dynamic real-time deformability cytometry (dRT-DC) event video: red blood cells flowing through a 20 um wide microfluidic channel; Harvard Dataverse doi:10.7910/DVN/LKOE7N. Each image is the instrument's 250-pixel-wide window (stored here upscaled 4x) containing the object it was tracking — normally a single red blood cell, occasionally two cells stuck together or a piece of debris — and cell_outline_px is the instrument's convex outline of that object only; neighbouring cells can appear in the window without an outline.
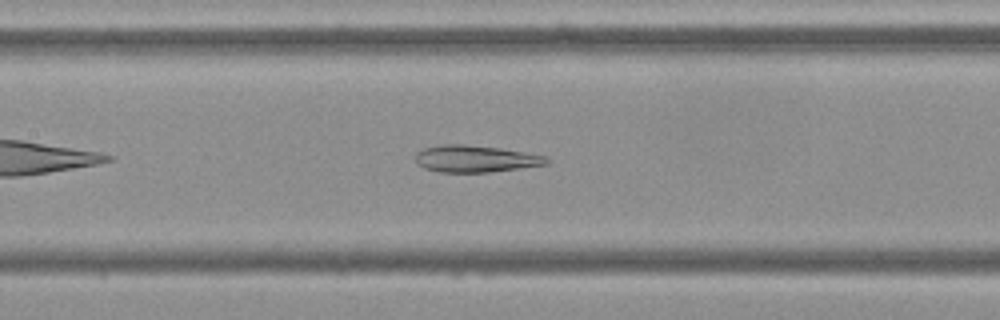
{"species": "Egyptian fruit bat (a non-hibernating species)", "species_latin": "Rousettus aegyptiacus", "temperature_condition": "cold", "stored_images_in_passage": 41, "camera_frame_rate_fps": 3000, "um_per_image_px": 0.085, "frame": {"image": 1, "passage_image": 12, "time_ms": 3.667, "image_size_px": [1000, 320], "cell_outline_px": [[552, 160], [548, 164], [520, 168], [488, 172], [440, 172], [424, 168], [416, 164], [416, 152], [424, 148], [440, 144], [464, 144], [500, 148], [548, 156]], "centroid_in_image_um": [40.42, 13.49], "position_along_channel_um": 167.0, "area_um2": 20.69}}
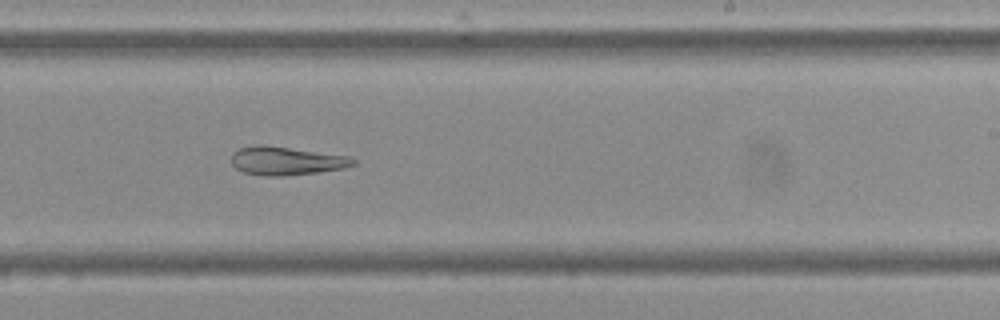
{"frame": {"image": 2, "passage_image": 20, "time_ms": 6.333, "image_size_px": [1000, 320], "cell_outline_px": [[356, 164], [344, 168], [316, 172], [284, 176], [264, 176], [244, 172], [236, 168], [232, 164], [232, 152], [240, 148], [256, 144], [264, 144], [348, 156], [356, 160]], "centroid_in_image_um": [24.31, 13.66], "position_along_channel_um": 264.7, "area_um2": 20.17}}
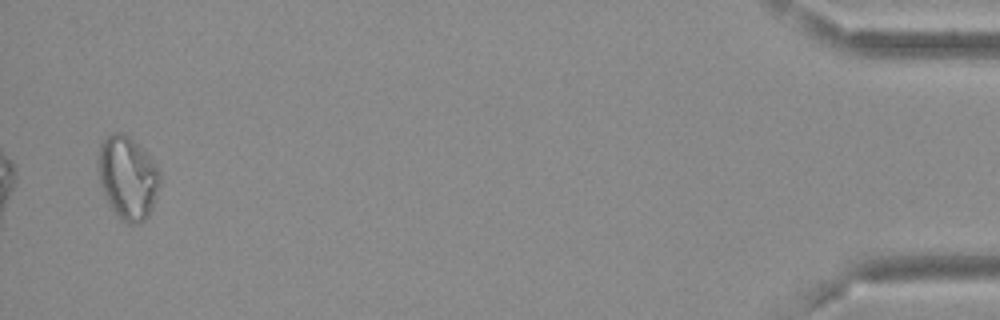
{"frame": {"image": 3, "passage_image": 40, "time_ms": 13.0, "image_size_px": [1000, 320], "cell_outline_px": [[160, 188], [152, 208], [148, 216], [140, 224], [128, 224], [112, 208], [104, 196], [96, 172], [96, 160], [100, 140], [104, 136], [112, 132], [124, 132], [160, 168]], "centroid_in_image_um": [10.81, 15.07], "position_along_channel_um": 424.4, "area_um2": 30.46}, "authors_computed_cell_mechanics": {"area_um2": 22.9466, "velocity_mm_per_s": 3.6764, "shape_relaxation_time_tau1_ms": null, "shape_relaxation_time_tau2_ms": 5.8101, "deformation_change_tau1": null, "deformation_change_tau2": 0.0973}}